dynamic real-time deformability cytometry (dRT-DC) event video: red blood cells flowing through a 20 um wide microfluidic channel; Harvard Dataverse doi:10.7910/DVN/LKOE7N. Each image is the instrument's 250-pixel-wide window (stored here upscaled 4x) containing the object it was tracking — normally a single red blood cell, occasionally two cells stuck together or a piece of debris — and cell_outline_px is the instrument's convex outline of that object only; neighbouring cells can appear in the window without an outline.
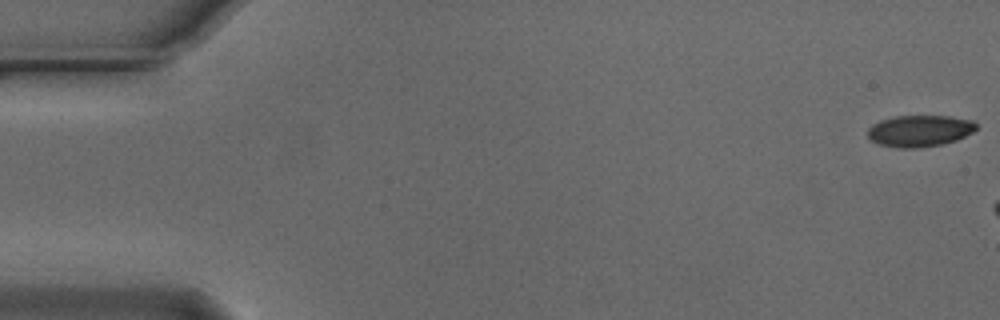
{"species": "Egyptian fruit bat (a non-hibernating species)", "species_latin": "Rousettus aegyptiacus", "temperature_condition": "cold", "stored_images_in_passage": 7, "camera_frame_rate_fps": 3000, "um_per_image_px": 0.085, "animal": {"sex": "male"}, "frame": {"image": 1, "passage_image": 1, "time_ms": 0.0, "image_size_px": [1000, 320], "cell_outline_px": [[976, 128], [972, 132], [956, 140], [944, 144], [920, 148], [896, 148], [880, 144], [872, 140], [868, 136], [868, 128], [872, 124], [880, 120], [896, 116], [948, 116], [972, 120], [976, 124]], "centroid_in_image_um": [78.15, 11.13], "position_along_channel_um": 6.8, "area_um2": 19.94}}